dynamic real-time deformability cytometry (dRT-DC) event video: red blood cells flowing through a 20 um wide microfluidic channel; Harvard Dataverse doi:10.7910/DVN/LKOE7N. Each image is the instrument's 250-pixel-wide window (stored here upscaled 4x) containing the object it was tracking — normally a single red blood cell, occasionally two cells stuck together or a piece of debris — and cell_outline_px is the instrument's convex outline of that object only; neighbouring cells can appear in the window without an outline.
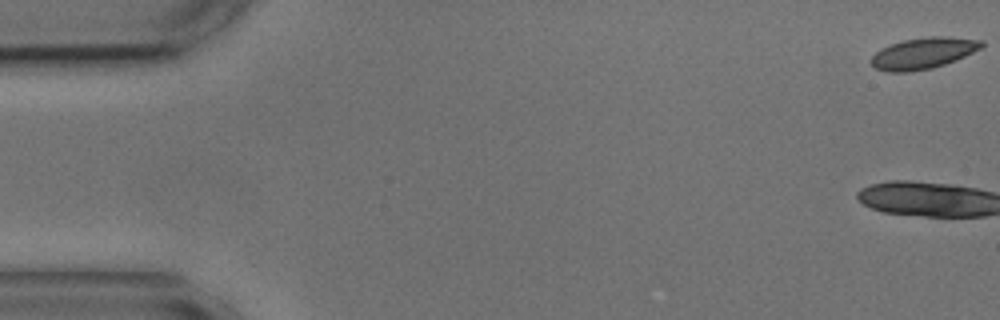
{"species": "common noctule bat (a hibernating species)", "species_latin": "Nyctalus noctula", "temperature_condition": "cold", "stored_images_in_passage": 15, "camera_frame_rate_fps": 3000, "um_per_image_px": 0.085, "animal": {"sex": "male", "body_mass_g": 17.9, "forearm_length_mm": 54.2}, "frame": {"image": 1, "passage_image": 1, "time_ms": 0.0, "image_size_px": [1000, 320], "cell_outline_px": [[984, 44], [980, 48], [956, 60], [932, 68], [908, 72], [888, 72], [876, 68], [868, 60], [880, 48], [904, 40], [928, 36], [944, 36], [984, 40]], "centroid_in_image_um": [78.46, 4.52], "position_along_channel_um": 6.5, "area_um2": 20.06}}